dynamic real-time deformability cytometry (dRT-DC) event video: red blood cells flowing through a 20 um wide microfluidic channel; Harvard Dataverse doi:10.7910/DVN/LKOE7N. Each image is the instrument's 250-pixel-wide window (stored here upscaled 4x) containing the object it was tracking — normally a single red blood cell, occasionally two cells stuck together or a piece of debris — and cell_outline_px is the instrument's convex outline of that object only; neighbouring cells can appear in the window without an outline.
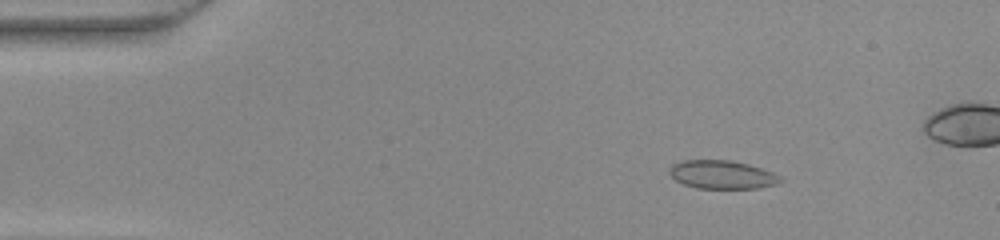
{"species": "common noctule bat (a hibernating species)", "species_latin": "Nyctalus noctula", "temperature_condition": "warm", "stored_images_in_passage": 49, "camera_frame_rate_fps": 3000, "um_per_image_px": 0.085, "animal": {"sex": "female", "body_mass_g": 22.0, "forearm_length_mm": 56.7}, "frame": {"image": 1, "passage_image": 7, "time_ms": 2.0, "image_size_px": [1000, 240], "cell_outline_px": [[784, 180], [776, 184], [760, 188], [696, 188], [684, 184], [676, 180], [668, 172], [668, 168], [672, 164], [680, 160], [732, 160], [748, 164], [772, 172], [780, 176]], "centroid_in_image_um": [61.36, 14.84], "position_along_channel_um": 23.6, "area_um2": 18.44}}
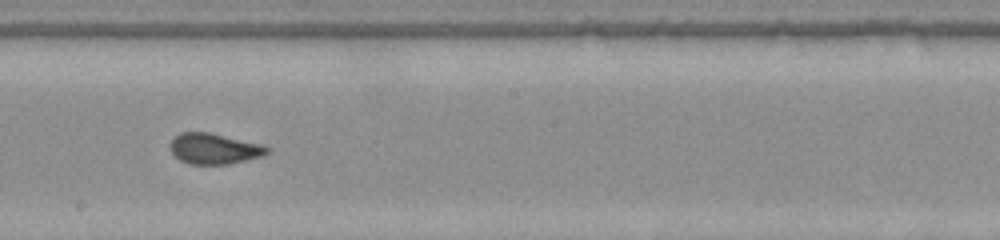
{"frame": {"image": 2, "passage_image": 27, "time_ms": 8.667, "image_size_px": [1000, 240], "cell_outline_px": [[268, 152], [264, 156], [228, 164], [188, 164], [180, 160], [172, 152], [168, 144], [180, 132], [208, 132], [264, 144], [268, 148]], "centroid_in_image_um": [18.21, 12.63], "position_along_channel_um": 230.0, "area_um2": 17.4}}
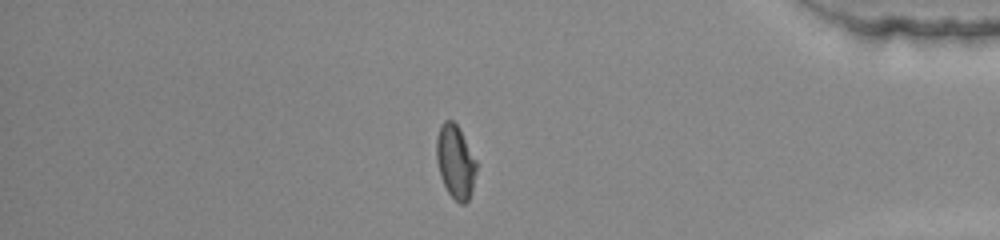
{"frame": {"image": 3, "passage_image": 41, "time_ms": 13.333, "image_size_px": [1000, 240], "cell_outline_px": [[476, 172], [472, 192], [468, 200], [464, 204], [460, 204], [448, 192], [440, 176], [436, 160], [436, 136], [440, 124], [444, 120], [452, 120], [460, 128], [476, 160]], "centroid_in_image_um": [38.7, 13.72], "position_along_channel_um": 396.5, "area_um2": 17.28}}